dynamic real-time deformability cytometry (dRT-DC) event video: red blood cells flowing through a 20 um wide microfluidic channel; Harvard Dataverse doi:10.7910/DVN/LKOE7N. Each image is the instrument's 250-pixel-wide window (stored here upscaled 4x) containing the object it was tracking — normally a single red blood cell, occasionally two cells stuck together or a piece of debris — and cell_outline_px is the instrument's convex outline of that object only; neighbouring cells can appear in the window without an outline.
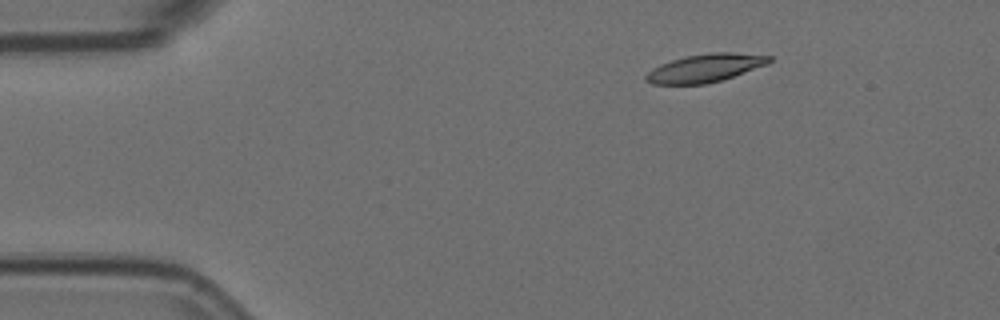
{"species": "Egyptian fruit bat (a non-hibernating species)", "species_latin": "Rousettus aegyptiacus", "temperature_condition": "room temperature", "stored_images_in_passage": 6, "camera_frame_rate_fps": 3000, "um_per_image_px": 0.085, "animal": {"sex": "female"}, "frame": {"image": 1, "passage_image": 3, "time_ms": 0.667, "image_size_px": [1000, 320], "cell_outline_px": [[772, 60], [768, 64], [720, 80], [704, 84], [652, 84], [644, 80], [644, 76], [652, 68], [660, 64], [672, 60], [688, 56], [712, 52], [732, 52], [772, 56]], "centroid_in_image_um": [59.92, 5.78], "position_along_channel_um": 25.1, "area_um2": 20.0}}
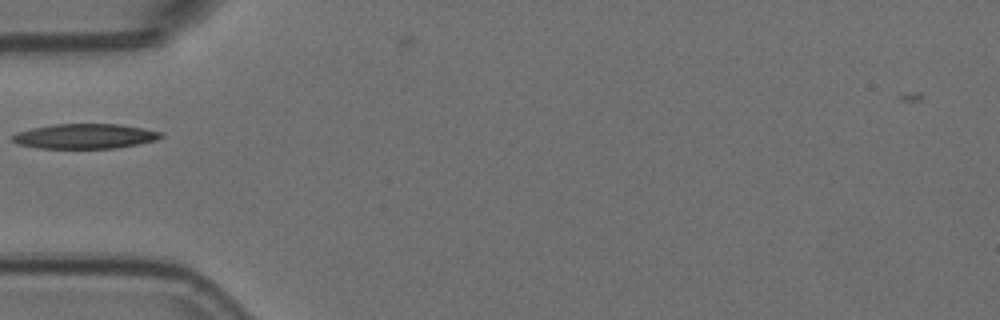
{"frame": {"image": 2, "passage_image": 6, "time_ms": 1.667, "image_size_px": [1000, 320], "cell_outline_px": [[164, 136], [156, 140], [116, 148], [40, 148], [20, 144], [12, 140], [12, 136], [16, 132], [32, 128], [52, 124], [120, 124], [144, 128], [164, 132]], "centroid_in_image_um": [7.26, 11.57], "position_along_channel_um": 77.7, "area_um2": 21.5}}